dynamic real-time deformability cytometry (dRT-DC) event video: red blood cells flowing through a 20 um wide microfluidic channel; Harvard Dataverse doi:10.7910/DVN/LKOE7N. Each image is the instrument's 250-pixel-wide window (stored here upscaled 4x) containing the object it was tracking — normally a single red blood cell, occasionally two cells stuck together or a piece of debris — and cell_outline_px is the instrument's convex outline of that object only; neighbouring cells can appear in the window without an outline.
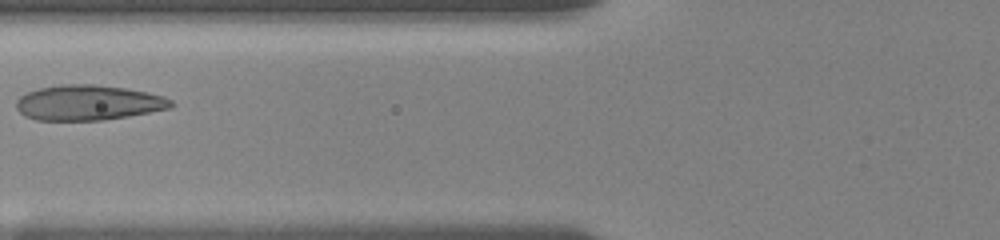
{"species": "human", "species_latin": "Homo sapiens", "temperature_condition": "room temperature", "stored_images_in_passage": 11, "camera_frame_rate_fps": 3000, "um_per_image_px": 0.085, "donor": {"sex": "female"}, "frame": {"image": 1, "passage_image": 8, "time_ms": 4.0, "image_size_px": [1000, 240], "cell_outline_px": [[172, 108], [128, 116], [104, 120], [36, 120], [24, 116], [16, 108], [16, 100], [20, 96], [28, 92], [40, 88], [60, 84], [96, 84], [124, 88], [148, 92], [164, 96], [172, 100]], "centroid_in_image_um": [7.5, 8.73], "position_along_channel_um": 118.3, "area_um2": 31.85}}
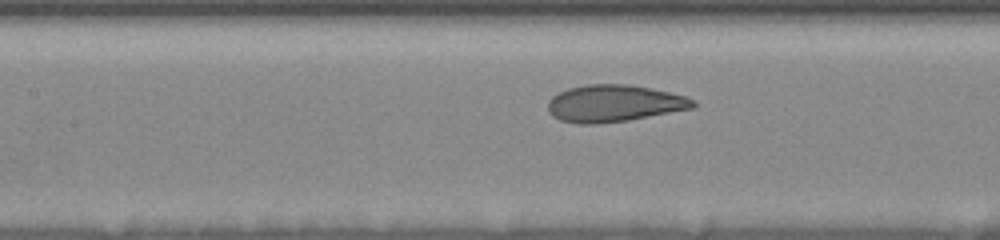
{"frame": {"image": 2, "passage_image": 10, "time_ms": 5.0, "image_size_px": [1000, 240], "cell_outline_px": [[696, 104], [692, 108], [628, 120], [596, 124], [580, 124], [560, 120], [552, 116], [548, 112], [548, 100], [552, 96], [568, 88], [588, 84], [628, 84], [652, 88], [684, 96], [696, 100]], "centroid_in_image_um": [52.16, 8.79], "position_along_channel_um": 155.2, "area_um2": 31.21}}